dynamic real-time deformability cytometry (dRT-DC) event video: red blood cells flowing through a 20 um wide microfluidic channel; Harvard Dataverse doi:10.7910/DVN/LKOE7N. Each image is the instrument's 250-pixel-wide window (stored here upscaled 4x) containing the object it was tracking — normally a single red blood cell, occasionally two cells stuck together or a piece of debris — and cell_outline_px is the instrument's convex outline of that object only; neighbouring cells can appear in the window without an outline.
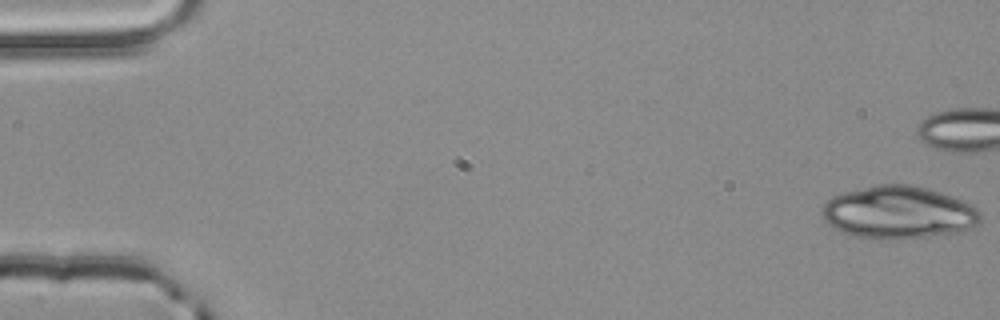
{"species": "common noctule bat (a hibernating species)", "species_latin": "Nyctalus noctula", "temperature_condition": "room temperature", "stored_images_in_passage": 4, "camera_frame_rate_fps": 3000, "um_per_image_px": 0.085, "animal": {"sex": "male", "body_mass_g": 20.4}, "frame": {"image": 1, "passage_image": 1, "time_ms": 0.0, "image_size_px": [1000, 320], "cell_outline_px": [[980, 224], [964, 232], [904, 240], [872, 240], [852, 236], [840, 232], [828, 224], [824, 220], [824, 204], [832, 196], [844, 192], [876, 184], [912, 184], [928, 188], [940, 192], [972, 204], [980, 212]], "centroid_in_image_um": [76.4, 18.09], "position_along_channel_um": 8.6, "area_um2": 49.53}}